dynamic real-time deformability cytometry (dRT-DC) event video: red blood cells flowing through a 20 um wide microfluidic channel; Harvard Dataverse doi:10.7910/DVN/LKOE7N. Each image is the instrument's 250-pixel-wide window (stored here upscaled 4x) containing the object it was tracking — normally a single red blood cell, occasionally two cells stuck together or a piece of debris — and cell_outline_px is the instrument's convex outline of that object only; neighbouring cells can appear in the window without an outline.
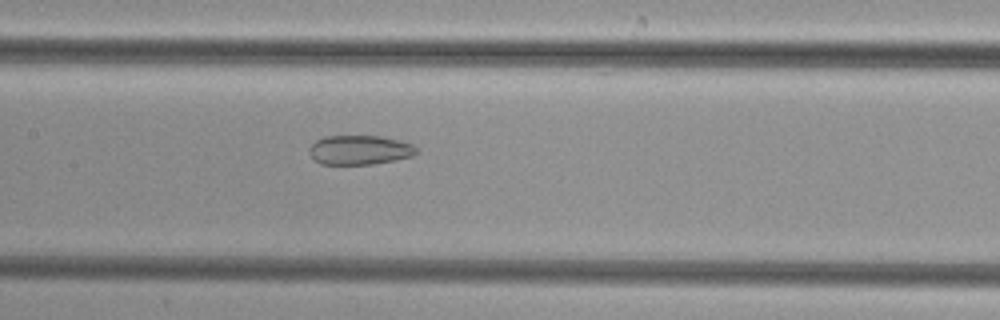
{"species": "common noctule bat (a hibernating species)", "species_latin": "Nyctalus noctula", "temperature_condition": "cold", "stored_images_in_passage": 51, "segment_of_instrument_passage": [2, 2], "camera_frame_rate_fps": 3000, "um_per_image_px": 0.085, "animal": {"sex": "female", "body_mass_g": 29.2, "forearm_length_mm": 56.3}, "frame": {"image": 1, "passage_image": 25, "time_ms": 8.0, "image_size_px": [1000, 320], "cell_outline_px": [[416, 152], [412, 156], [396, 160], [372, 164], [320, 164], [308, 152], [308, 148], [316, 140], [324, 136], [380, 136], [400, 140], [412, 144], [416, 148]], "centroid_in_image_um": [30.55, 12.74], "position_along_channel_um": 176.8, "area_um2": 18.32}}
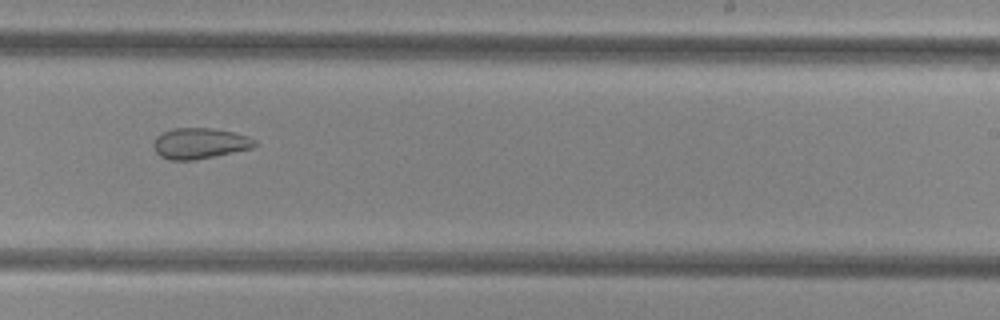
{"frame": {"image": 2, "passage_image": 32, "time_ms": 10.333, "image_size_px": [1000, 320], "cell_outline_px": [[260, 144], [252, 148], [196, 160], [172, 160], [160, 156], [156, 152], [152, 144], [156, 136], [172, 128], [212, 128], [236, 132], [248, 136], [256, 140]], "centroid_in_image_um": [17.01, 12.18], "position_along_channel_um": 272.0, "area_um2": 18.38}}
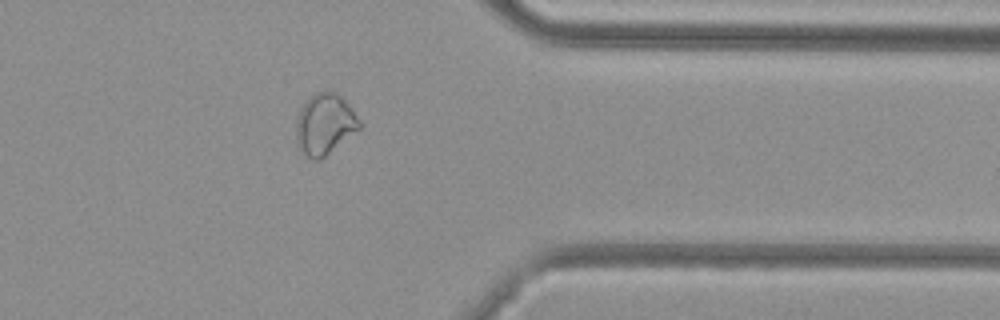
{"frame": {"image": 3, "passage_image": 41, "time_ms": 13.333, "image_size_px": [1000, 320], "cell_outline_px": [[360, 128], [320, 160], [312, 160], [300, 148], [296, 140], [296, 120], [300, 108], [316, 92], [324, 88], [336, 92], [348, 104], [360, 120]], "centroid_in_image_um": [27.59, 10.53], "position_along_channel_um": 383.8, "area_um2": 22.31}}